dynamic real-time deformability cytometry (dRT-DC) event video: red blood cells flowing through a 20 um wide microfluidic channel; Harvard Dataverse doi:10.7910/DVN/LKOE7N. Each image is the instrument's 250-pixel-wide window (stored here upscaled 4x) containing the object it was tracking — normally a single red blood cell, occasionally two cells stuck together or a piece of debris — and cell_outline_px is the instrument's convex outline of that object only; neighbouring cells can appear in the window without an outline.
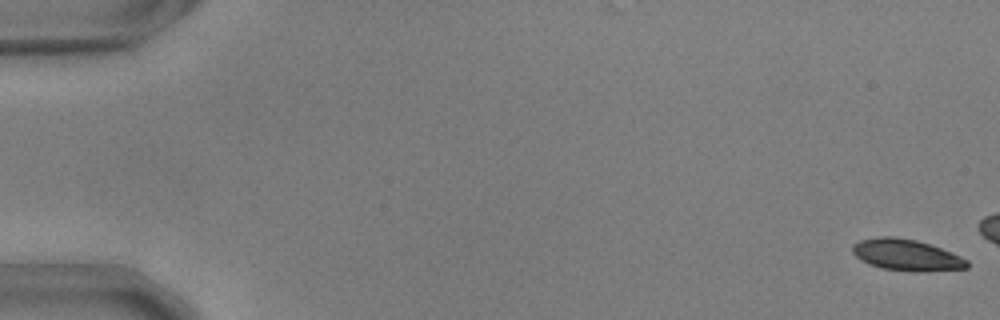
{"species": "common noctule bat (a hibernating species)", "species_latin": "Nyctalus noctula", "temperature_condition": "warm", "stored_images_in_passage": 14, "camera_frame_rate_fps": 3000, "um_per_image_px": 0.085, "animal": {"sex": "male", "body_mass_g": 17.9, "forearm_length_mm": 54.2}, "frame": {"image": 1, "passage_image": 1, "time_ms": 0.0, "image_size_px": [1000, 320], "cell_outline_px": [[968, 268], [916, 272], [880, 268], [868, 264], [860, 260], [852, 252], [852, 244], [860, 240], [880, 236], [896, 236], [916, 240], [940, 248], [960, 256], [968, 260]], "centroid_in_image_um": [77.01, 21.67], "position_along_channel_um": 8.0, "area_um2": 20.98}}